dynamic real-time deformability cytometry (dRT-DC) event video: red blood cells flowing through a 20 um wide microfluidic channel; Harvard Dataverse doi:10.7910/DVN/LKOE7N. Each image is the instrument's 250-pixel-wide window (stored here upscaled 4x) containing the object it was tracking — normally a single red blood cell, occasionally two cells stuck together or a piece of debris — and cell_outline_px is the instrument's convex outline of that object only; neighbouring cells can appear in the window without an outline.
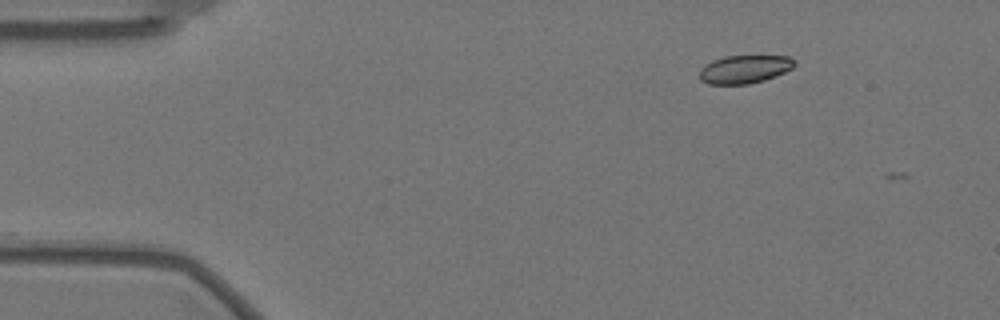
{"species": "Egyptian fruit bat (a non-hibernating species)", "species_latin": "Rousettus aegyptiacus", "temperature_condition": "warm", "stored_images_in_passage": 3, "camera_frame_rate_fps": 3000, "um_per_image_px": 0.085, "animal": {"sex": "female"}, "frame": {"image": 1, "passage_image": 1, "time_ms": 0.0, "image_size_px": [1000, 320], "cell_outline_px": [[796, 64], [792, 68], [784, 72], [764, 80], [748, 84], [708, 84], [700, 80], [700, 68], [704, 64], [712, 60], [724, 56], [788, 56], [796, 60]], "centroid_in_image_um": [63.27, 5.88], "position_along_channel_um": 21.7, "area_um2": 15.66}}